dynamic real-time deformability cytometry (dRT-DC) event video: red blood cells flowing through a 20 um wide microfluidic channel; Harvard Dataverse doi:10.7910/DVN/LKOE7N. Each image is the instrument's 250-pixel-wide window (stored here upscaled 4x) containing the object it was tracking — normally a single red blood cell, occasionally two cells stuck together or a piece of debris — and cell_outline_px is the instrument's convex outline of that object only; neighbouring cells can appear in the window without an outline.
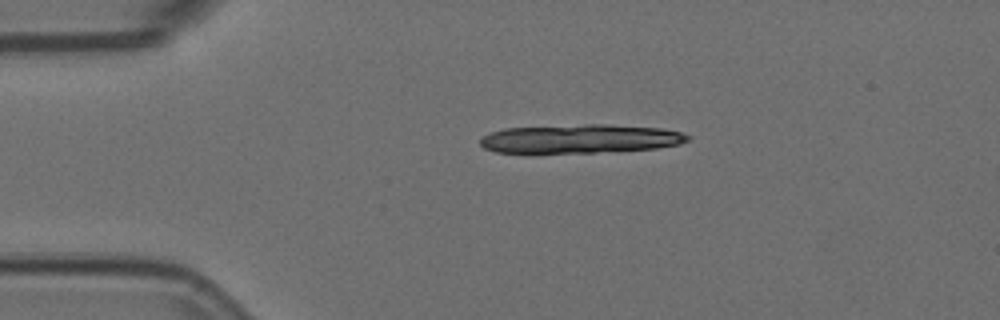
{"species": "Egyptian fruit bat (a non-hibernating species)", "species_latin": "Rousettus aegyptiacus", "temperature_condition": "room temperature", "stored_images_in_passage": 3, "camera_frame_rate_fps": 3000, "um_per_image_px": 0.085, "animal": {"sex": "female"}, "frame": {"image": 1, "passage_image": 1, "time_ms": 0.0, "image_size_px": [1000, 320], "cell_outline_px": [[692, 136], [688, 140], [680, 144], [656, 148], [596, 152], [496, 152], [484, 148], [480, 144], [480, 136], [504, 128], [584, 124], [604, 124], [660, 128], [680, 132]], "centroid_in_image_um": [49.31, 11.78], "position_along_channel_um": 35.7, "area_um2": 34.56}}
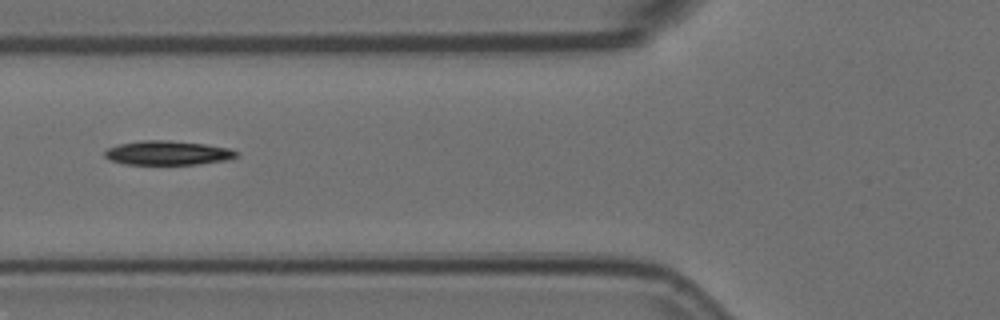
{"frame": {"image": 2, "passage_image": 3, "time_ms": 0.667, "image_size_px": [1000, 320], "cell_outline_px": [[240, 152], [236, 156], [228, 160], [196, 164], [124, 164], [112, 160], [104, 156], [104, 152], [108, 148], [120, 144], [144, 140], [168, 140], [204, 144], [228, 148]], "centroid_in_image_um": [14.27, 12.99], "position_along_channel_um": 111.5, "area_um2": 18.38}}